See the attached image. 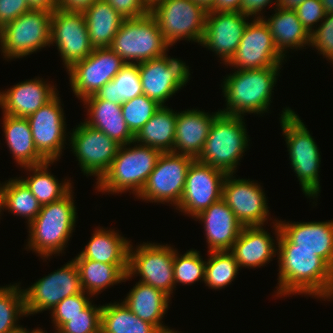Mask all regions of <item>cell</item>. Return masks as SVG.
<instances>
[{
	"instance_id": "1",
	"label": "cell",
	"mask_w": 333,
	"mask_h": 333,
	"mask_svg": "<svg viewBox=\"0 0 333 333\" xmlns=\"http://www.w3.org/2000/svg\"><path fill=\"white\" fill-rule=\"evenodd\" d=\"M278 298L305 295L333 301V269L311 250L294 249L281 232L277 239Z\"/></svg>"
},
{
	"instance_id": "2",
	"label": "cell",
	"mask_w": 333,
	"mask_h": 333,
	"mask_svg": "<svg viewBox=\"0 0 333 333\" xmlns=\"http://www.w3.org/2000/svg\"><path fill=\"white\" fill-rule=\"evenodd\" d=\"M280 70L281 67H266L230 71L221 83L226 108L220 113L244 117L269 113Z\"/></svg>"
},
{
	"instance_id": "3",
	"label": "cell",
	"mask_w": 333,
	"mask_h": 333,
	"mask_svg": "<svg viewBox=\"0 0 333 333\" xmlns=\"http://www.w3.org/2000/svg\"><path fill=\"white\" fill-rule=\"evenodd\" d=\"M73 190L60 200L42 205L36 218L26 225L29 234L25 249L44 261L64 253L75 231L78 213Z\"/></svg>"
},
{
	"instance_id": "4",
	"label": "cell",
	"mask_w": 333,
	"mask_h": 333,
	"mask_svg": "<svg viewBox=\"0 0 333 333\" xmlns=\"http://www.w3.org/2000/svg\"><path fill=\"white\" fill-rule=\"evenodd\" d=\"M280 115V126L287 145L291 168L298 178L305 197L317 201L321 192L320 149L307 125L293 109L286 106Z\"/></svg>"
},
{
	"instance_id": "5",
	"label": "cell",
	"mask_w": 333,
	"mask_h": 333,
	"mask_svg": "<svg viewBox=\"0 0 333 333\" xmlns=\"http://www.w3.org/2000/svg\"><path fill=\"white\" fill-rule=\"evenodd\" d=\"M161 154L162 152L158 149L140 145L135 141L121 145L109 170L98 182H95V190L108 195L129 191L136 197L144 187Z\"/></svg>"
},
{
	"instance_id": "6",
	"label": "cell",
	"mask_w": 333,
	"mask_h": 333,
	"mask_svg": "<svg viewBox=\"0 0 333 333\" xmlns=\"http://www.w3.org/2000/svg\"><path fill=\"white\" fill-rule=\"evenodd\" d=\"M249 135L244 116L218 113L209 130L203 150L197 160L236 174L243 154L249 147Z\"/></svg>"
},
{
	"instance_id": "7",
	"label": "cell",
	"mask_w": 333,
	"mask_h": 333,
	"mask_svg": "<svg viewBox=\"0 0 333 333\" xmlns=\"http://www.w3.org/2000/svg\"><path fill=\"white\" fill-rule=\"evenodd\" d=\"M170 47L150 12L137 18H124L110 46L128 64L162 57Z\"/></svg>"
},
{
	"instance_id": "8",
	"label": "cell",
	"mask_w": 333,
	"mask_h": 333,
	"mask_svg": "<svg viewBox=\"0 0 333 333\" xmlns=\"http://www.w3.org/2000/svg\"><path fill=\"white\" fill-rule=\"evenodd\" d=\"M53 11L30 9L2 28L0 52L3 57L20 59L50 47L51 17Z\"/></svg>"
},
{
	"instance_id": "9",
	"label": "cell",
	"mask_w": 333,
	"mask_h": 333,
	"mask_svg": "<svg viewBox=\"0 0 333 333\" xmlns=\"http://www.w3.org/2000/svg\"><path fill=\"white\" fill-rule=\"evenodd\" d=\"M149 12L171 47L182 40L201 43L207 11L193 0H160L150 6Z\"/></svg>"
},
{
	"instance_id": "10",
	"label": "cell",
	"mask_w": 333,
	"mask_h": 333,
	"mask_svg": "<svg viewBox=\"0 0 333 333\" xmlns=\"http://www.w3.org/2000/svg\"><path fill=\"white\" fill-rule=\"evenodd\" d=\"M129 248L128 271L124 281L140 276L139 281L162 290L170 298L175 289L173 258L174 247L171 244L143 242Z\"/></svg>"
},
{
	"instance_id": "11",
	"label": "cell",
	"mask_w": 333,
	"mask_h": 333,
	"mask_svg": "<svg viewBox=\"0 0 333 333\" xmlns=\"http://www.w3.org/2000/svg\"><path fill=\"white\" fill-rule=\"evenodd\" d=\"M194 160L188 155L162 153L141 192L134 198L146 202L179 205L186 181L187 170Z\"/></svg>"
},
{
	"instance_id": "12",
	"label": "cell",
	"mask_w": 333,
	"mask_h": 333,
	"mask_svg": "<svg viewBox=\"0 0 333 333\" xmlns=\"http://www.w3.org/2000/svg\"><path fill=\"white\" fill-rule=\"evenodd\" d=\"M71 131L68 140L70 144L67 145L76 157L80 170L86 177H97L98 182L109 170L121 145L104 132L86 124L84 120Z\"/></svg>"
},
{
	"instance_id": "13",
	"label": "cell",
	"mask_w": 333,
	"mask_h": 333,
	"mask_svg": "<svg viewBox=\"0 0 333 333\" xmlns=\"http://www.w3.org/2000/svg\"><path fill=\"white\" fill-rule=\"evenodd\" d=\"M22 290L27 317L50 311L64 298L83 292L78 266L73 258Z\"/></svg>"
},
{
	"instance_id": "14",
	"label": "cell",
	"mask_w": 333,
	"mask_h": 333,
	"mask_svg": "<svg viewBox=\"0 0 333 333\" xmlns=\"http://www.w3.org/2000/svg\"><path fill=\"white\" fill-rule=\"evenodd\" d=\"M56 46L63 68L85 59L93 47L89 40L87 24L82 11L55 8L51 17L50 46Z\"/></svg>"
},
{
	"instance_id": "15",
	"label": "cell",
	"mask_w": 333,
	"mask_h": 333,
	"mask_svg": "<svg viewBox=\"0 0 333 333\" xmlns=\"http://www.w3.org/2000/svg\"><path fill=\"white\" fill-rule=\"evenodd\" d=\"M59 95L58 92L50 101L27 117L35 148L46 161H59L69 139L62 108L64 104L61 103Z\"/></svg>"
},
{
	"instance_id": "16",
	"label": "cell",
	"mask_w": 333,
	"mask_h": 333,
	"mask_svg": "<svg viewBox=\"0 0 333 333\" xmlns=\"http://www.w3.org/2000/svg\"><path fill=\"white\" fill-rule=\"evenodd\" d=\"M285 59L275 47L269 27L263 19L252 18L247 24L240 44L226 64L234 70L283 67Z\"/></svg>"
},
{
	"instance_id": "17",
	"label": "cell",
	"mask_w": 333,
	"mask_h": 333,
	"mask_svg": "<svg viewBox=\"0 0 333 333\" xmlns=\"http://www.w3.org/2000/svg\"><path fill=\"white\" fill-rule=\"evenodd\" d=\"M125 64L111 48L93 49L85 59L66 70L72 93L81 101L95 95Z\"/></svg>"
},
{
	"instance_id": "18",
	"label": "cell",
	"mask_w": 333,
	"mask_h": 333,
	"mask_svg": "<svg viewBox=\"0 0 333 333\" xmlns=\"http://www.w3.org/2000/svg\"><path fill=\"white\" fill-rule=\"evenodd\" d=\"M185 61L173 58L168 53L162 57L138 63L142 90L159 105L178 93L191 79V72Z\"/></svg>"
},
{
	"instance_id": "19",
	"label": "cell",
	"mask_w": 333,
	"mask_h": 333,
	"mask_svg": "<svg viewBox=\"0 0 333 333\" xmlns=\"http://www.w3.org/2000/svg\"><path fill=\"white\" fill-rule=\"evenodd\" d=\"M227 174L222 186V199L243 226H264L272 220L265 190L258 181ZM264 190V191H263ZM270 216L271 219H268Z\"/></svg>"
},
{
	"instance_id": "20",
	"label": "cell",
	"mask_w": 333,
	"mask_h": 333,
	"mask_svg": "<svg viewBox=\"0 0 333 333\" xmlns=\"http://www.w3.org/2000/svg\"><path fill=\"white\" fill-rule=\"evenodd\" d=\"M226 173L194 159L190 164L179 205L174 208L191 218L222 198Z\"/></svg>"
},
{
	"instance_id": "21",
	"label": "cell",
	"mask_w": 333,
	"mask_h": 333,
	"mask_svg": "<svg viewBox=\"0 0 333 333\" xmlns=\"http://www.w3.org/2000/svg\"><path fill=\"white\" fill-rule=\"evenodd\" d=\"M250 18L242 12L207 11L205 30L200 45L226 65L240 44Z\"/></svg>"
},
{
	"instance_id": "22",
	"label": "cell",
	"mask_w": 333,
	"mask_h": 333,
	"mask_svg": "<svg viewBox=\"0 0 333 333\" xmlns=\"http://www.w3.org/2000/svg\"><path fill=\"white\" fill-rule=\"evenodd\" d=\"M271 224L276 241L271 233L265 229V226H243L239 237L230 250L240 269L243 267L248 269L260 268L273 261L272 258L277 255L276 243L278 242L280 227L276 218L272 220Z\"/></svg>"
},
{
	"instance_id": "23",
	"label": "cell",
	"mask_w": 333,
	"mask_h": 333,
	"mask_svg": "<svg viewBox=\"0 0 333 333\" xmlns=\"http://www.w3.org/2000/svg\"><path fill=\"white\" fill-rule=\"evenodd\" d=\"M56 87L38 76L0 91L2 114L27 118L59 92Z\"/></svg>"
},
{
	"instance_id": "24",
	"label": "cell",
	"mask_w": 333,
	"mask_h": 333,
	"mask_svg": "<svg viewBox=\"0 0 333 333\" xmlns=\"http://www.w3.org/2000/svg\"><path fill=\"white\" fill-rule=\"evenodd\" d=\"M277 221L280 232L294 244V249L313 251L333 269V220Z\"/></svg>"
},
{
	"instance_id": "25",
	"label": "cell",
	"mask_w": 333,
	"mask_h": 333,
	"mask_svg": "<svg viewBox=\"0 0 333 333\" xmlns=\"http://www.w3.org/2000/svg\"><path fill=\"white\" fill-rule=\"evenodd\" d=\"M193 219L204 225L207 252L230 251L243 228L222 198Z\"/></svg>"
},
{
	"instance_id": "26",
	"label": "cell",
	"mask_w": 333,
	"mask_h": 333,
	"mask_svg": "<svg viewBox=\"0 0 333 333\" xmlns=\"http://www.w3.org/2000/svg\"><path fill=\"white\" fill-rule=\"evenodd\" d=\"M220 111L205 112L186 109L177 112L174 153L197 159L201 154L209 134L211 124Z\"/></svg>"
},
{
	"instance_id": "27",
	"label": "cell",
	"mask_w": 333,
	"mask_h": 333,
	"mask_svg": "<svg viewBox=\"0 0 333 333\" xmlns=\"http://www.w3.org/2000/svg\"><path fill=\"white\" fill-rule=\"evenodd\" d=\"M270 17L263 16L264 22L269 27L275 47L286 59L289 49L302 50L310 47L311 34L300 22L295 10L273 8ZM305 47V48H304Z\"/></svg>"
},
{
	"instance_id": "28",
	"label": "cell",
	"mask_w": 333,
	"mask_h": 333,
	"mask_svg": "<svg viewBox=\"0 0 333 333\" xmlns=\"http://www.w3.org/2000/svg\"><path fill=\"white\" fill-rule=\"evenodd\" d=\"M171 298L162 290L138 281L127 296L124 304L140 319L154 325L161 333L168 326L163 324Z\"/></svg>"
},
{
	"instance_id": "29",
	"label": "cell",
	"mask_w": 333,
	"mask_h": 333,
	"mask_svg": "<svg viewBox=\"0 0 333 333\" xmlns=\"http://www.w3.org/2000/svg\"><path fill=\"white\" fill-rule=\"evenodd\" d=\"M81 102L87 109L86 124L104 132L120 145L134 141V135L123 118L121 105L102 99H84Z\"/></svg>"
},
{
	"instance_id": "30",
	"label": "cell",
	"mask_w": 333,
	"mask_h": 333,
	"mask_svg": "<svg viewBox=\"0 0 333 333\" xmlns=\"http://www.w3.org/2000/svg\"><path fill=\"white\" fill-rule=\"evenodd\" d=\"M121 235L119 230H108L98 225L89 242L75 258H86L106 264H128L131 240Z\"/></svg>"
},
{
	"instance_id": "31",
	"label": "cell",
	"mask_w": 333,
	"mask_h": 333,
	"mask_svg": "<svg viewBox=\"0 0 333 333\" xmlns=\"http://www.w3.org/2000/svg\"><path fill=\"white\" fill-rule=\"evenodd\" d=\"M2 131L15 164L21 168L40 165L46 160L37 152L27 118L3 114Z\"/></svg>"
},
{
	"instance_id": "32",
	"label": "cell",
	"mask_w": 333,
	"mask_h": 333,
	"mask_svg": "<svg viewBox=\"0 0 333 333\" xmlns=\"http://www.w3.org/2000/svg\"><path fill=\"white\" fill-rule=\"evenodd\" d=\"M83 14L92 47L110 48L124 18L106 0L95 1Z\"/></svg>"
},
{
	"instance_id": "33",
	"label": "cell",
	"mask_w": 333,
	"mask_h": 333,
	"mask_svg": "<svg viewBox=\"0 0 333 333\" xmlns=\"http://www.w3.org/2000/svg\"><path fill=\"white\" fill-rule=\"evenodd\" d=\"M176 120L177 111L167 105L161 106L134 136V141L162 153H174Z\"/></svg>"
},
{
	"instance_id": "34",
	"label": "cell",
	"mask_w": 333,
	"mask_h": 333,
	"mask_svg": "<svg viewBox=\"0 0 333 333\" xmlns=\"http://www.w3.org/2000/svg\"><path fill=\"white\" fill-rule=\"evenodd\" d=\"M73 260L78 266L83 291L93 297L122 283L128 271V264H106L86 258Z\"/></svg>"
},
{
	"instance_id": "35",
	"label": "cell",
	"mask_w": 333,
	"mask_h": 333,
	"mask_svg": "<svg viewBox=\"0 0 333 333\" xmlns=\"http://www.w3.org/2000/svg\"><path fill=\"white\" fill-rule=\"evenodd\" d=\"M54 164V161H46L43 164L35 166H27L24 169L28 177L19 178L31 190V193L37 198L42 205L50 204L64 197L74 186L72 181L66 178L59 181L52 172H49V167ZM31 173V174H30ZM30 176V177H29Z\"/></svg>"
},
{
	"instance_id": "36",
	"label": "cell",
	"mask_w": 333,
	"mask_h": 333,
	"mask_svg": "<svg viewBox=\"0 0 333 333\" xmlns=\"http://www.w3.org/2000/svg\"><path fill=\"white\" fill-rule=\"evenodd\" d=\"M1 202L2 215L6 210L15 216L24 217L28 225L41 210L37 198L19 177L2 182Z\"/></svg>"
},
{
	"instance_id": "37",
	"label": "cell",
	"mask_w": 333,
	"mask_h": 333,
	"mask_svg": "<svg viewBox=\"0 0 333 333\" xmlns=\"http://www.w3.org/2000/svg\"><path fill=\"white\" fill-rule=\"evenodd\" d=\"M101 333H161L138 318L121 300L102 305Z\"/></svg>"
},
{
	"instance_id": "38",
	"label": "cell",
	"mask_w": 333,
	"mask_h": 333,
	"mask_svg": "<svg viewBox=\"0 0 333 333\" xmlns=\"http://www.w3.org/2000/svg\"><path fill=\"white\" fill-rule=\"evenodd\" d=\"M143 94L138 64L126 63L113 80L102 86L95 95L85 99H102L121 105Z\"/></svg>"
},
{
	"instance_id": "39",
	"label": "cell",
	"mask_w": 333,
	"mask_h": 333,
	"mask_svg": "<svg viewBox=\"0 0 333 333\" xmlns=\"http://www.w3.org/2000/svg\"><path fill=\"white\" fill-rule=\"evenodd\" d=\"M205 267V286L214 290H221L232 281L239 273V265L230 251L208 252Z\"/></svg>"
},
{
	"instance_id": "40",
	"label": "cell",
	"mask_w": 333,
	"mask_h": 333,
	"mask_svg": "<svg viewBox=\"0 0 333 333\" xmlns=\"http://www.w3.org/2000/svg\"><path fill=\"white\" fill-rule=\"evenodd\" d=\"M20 284L0 286V333H9L18 328L19 319L27 317L23 287Z\"/></svg>"
},
{
	"instance_id": "41",
	"label": "cell",
	"mask_w": 333,
	"mask_h": 333,
	"mask_svg": "<svg viewBox=\"0 0 333 333\" xmlns=\"http://www.w3.org/2000/svg\"><path fill=\"white\" fill-rule=\"evenodd\" d=\"M177 250L176 248L174 249L173 258L175 288L177 284L186 286L199 281L203 283L206 260H203L200 251L191 248L182 255Z\"/></svg>"
},
{
	"instance_id": "42",
	"label": "cell",
	"mask_w": 333,
	"mask_h": 333,
	"mask_svg": "<svg viewBox=\"0 0 333 333\" xmlns=\"http://www.w3.org/2000/svg\"><path fill=\"white\" fill-rule=\"evenodd\" d=\"M161 107L155 100L145 94L121 104V111L128 129L135 136Z\"/></svg>"
},
{
	"instance_id": "43",
	"label": "cell",
	"mask_w": 333,
	"mask_h": 333,
	"mask_svg": "<svg viewBox=\"0 0 333 333\" xmlns=\"http://www.w3.org/2000/svg\"><path fill=\"white\" fill-rule=\"evenodd\" d=\"M93 300L81 311V314L68 318L54 333H101L102 305L97 306Z\"/></svg>"
},
{
	"instance_id": "44",
	"label": "cell",
	"mask_w": 333,
	"mask_h": 333,
	"mask_svg": "<svg viewBox=\"0 0 333 333\" xmlns=\"http://www.w3.org/2000/svg\"><path fill=\"white\" fill-rule=\"evenodd\" d=\"M93 298L88 293L84 291L77 294L64 298L59 302L49 314H51V322L53 323V328L55 332L66 322L68 318L75 317L81 314V311L91 302Z\"/></svg>"
},
{
	"instance_id": "45",
	"label": "cell",
	"mask_w": 333,
	"mask_h": 333,
	"mask_svg": "<svg viewBox=\"0 0 333 333\" xmlns=\"http://www.w3.org/2000/svg\"><path fill=\"white\" fill-rule=\"evenodd\" d=\"M310 47L319 55L333 62V14L325 15L319 26L311 33Z\"/></svg>"
},
{
	"instance_id": "46",
	"label": "cell",
	"mask_w": 333,
	"mask_h": 333,
	"mask_svg": "<svg viewBox=\"0 0 333 333\" xmlns=\"http://www.w3.org/2000/svg\"><path fill=\"white\" fill-rule=\"evenodd\" d=\"M294 10L300 22L310 34L319 26L318 22L321 23L326 15L320 0H306Z\"/></svg>"
},
{
	"instance_id": "47",
	"label": "cell",
	"mask_w": 333,
	"mask_h": 333,
	"mask_svg": "<svg viewBox=\"0 0 333 333\" xmlns=\"http://www.w3.org/2000/svg\"><path fill=\"white\" fill-rule=\"evenodd\" d=\"M123 18H137L149 12L145 0H106Z\"/></svg>"
},
{
	"instance_id": "48",
	"label": "cell",
	"mask_w": 333,
	"mask_h": 333,
	"mask_svg": "<svg viewBox=\"0 0 333 333\" xmlns=\"http://www.w3.org/2000/svg\"><path fill=\"white\" fill-rule=\"evenodd\" d=\"M30 9L27 0H0V22L4 26Z\"/></svg>"
},
{
	"instance_id": "49",
	"label": "cell",
	"mask_w": 333,
	"mask_h": 333,
	"mask_svg": "<svg viewBox=\"0 0 333 333\" xmlns=\"http://www.w3.org/2000/svg\"><path fill=\"white\" fill-rule=\"evenodd\" d=\"M270 4L276 8L277 0H241V12L251 18L262 19L264 9Z\"/></svg>"
},
{
	"instance_id": "50",
	"label": "cell",
	"mask_w": 333,
	"mask_h": 333,
	"mask_svg": "<svg viewBox=\"0 0 333 333\" xmlns=\"http://www.w3.org/2000/svg\"><path fill=\"white\" fill-rule=\"evenodd\" d=\"M97 0H57V8L67 11H84Z\"/></svg>"
},
{
	"instance_id": "51",
	"label": "cell",
	"mask_w": 333,
	"mask_h": 333,
	"mask_svg": "<svg viewBox=\"0 0 333 333\" xmlns=\"http://www.w3.org/2000/svg\"><path fill=\"white\" fill-rule=\"evenodd\" d=\"M214 12H241V0H215Z\"/></svg>"
},
{
	"instance_id": "52",
	"label": "cell",
	"mask_w": 333,
	"mask_h": 333,
	"mask_svg": "<svg viewBox=\"0 0 333 333\" xmlns=\"http://www.w3.org/2000/svg\"><path fill=\"white\" fill-rule=\"evenodd\" d=\"M30 7L34 9H45L53 11L57 8V0H27Z\"/></svg>"
},
{
	"instance_id": "53",
	"label": "cell",
	"mask_w": 333,
	"mask_h": 333,
	"mask_svg": "<svg viewBox=\"0 0 333 333\" xmlns=\"http://www.w3.org/2000/svg\"><path fill=\"white\" fill-rule=\"evenodd\" d=\"M306 0H277V7L281 9L294 10L297 6L305 2Z\"/></svg>"
},
{
	"instance_id": "54",
	"label": "cell",
	"mask_w": 333,
	"mask_h": 333,
	"mask_svg": "<svg viewBox=\"0 0 333 333\" xmlns=\"http://www.w3.org/2000/svg\"><path fill=\"white\" fill-rule=\"evenodd\" d=\"M43 331V329H41L40 327L37 328H33V330L31 329V331H29L27 328H24L23 325H20L18 328L10 331L9 333H41Z\"/></svg>"
},
{
	"instance_id": "55",
	"label": "cell",
	"mask_w": 333,
	"mask_h": 333,
	"mask_svg": "<svg viewBox=\"0 0 333 333\" xmlns=\"http://www.w3.org/2000/svg\"><path fill=\"white\" fill-rule=\"evenodd\" d=\"M199 6L204 8L206 11H210L213 8L215 0H193Z\"/></svg>"
},
{
	"instance_id": "56",
	"label": "cell",
	"mask_w": 333,
	"mask_h": 333,
	"mask_svg": "<svg viewBox=\"0 0 333 333\" xmlns=\"http://www.w3.org/2000/svg\"><path fill=\"white\" fill-rule=\"evenodd\" d=\"M325 10V14H333V0H320Z\"/></svg>"
},
{
	"instance_id": "57",
	"label": "cell",
	"mask_w": 333,
	"mask_h": 333,
	"mask_svg": "<svg viewBox=\"0 0 333 333\" xmlns=\"http://www.w3.org/2000/svg\"><path fill=\"white\" fill-rule=\"evenodd\" d=\"M163 333H182V332L181 331L179 332L178 330L175 331L173 328L170 329V327H169Z\"/></svg>"
},
{
	"instance_id": "58",
	"label": "cell",
	"mask_w": 333,
	"mask_h": 333,
	"mask_svg": "<svg viewBox=\"0 0 333 333\" xmlns=\"http://www.w3.org/2000/svg\"><path fill=\"white\" fill-rule=\"evenodd\" d=\"M160 0H145V3L150 7L152 6L155 2H158Z\"/></svg>"
},
{
	"instance_id": "59",
	"label": "cell",
	"mask_w": 333,
	"mask_h": 333,
	"mask_svg": "<svg viewBox=\"0 0 333 333\" xmlns=\"http://www.w3.org/2000/svg\"><path fill=\"white\" fill-rule=\"evenodd\" d=\"M1 188H2V183H0V218H1V215H2V210H1Z\"/></svg>"
},
{
	"instance_id": "60",
	"label": "cell",
	"mask_w": 333,
	"mask_h": 333,
	"mask_svg": "<svg viewBox=\"0 0 333 333\" xmlns=\"http://www.w3.org/2000/svg\"><path fill=\"white\" fill-rule=\"evenodd\" d=\"M2 28H3V25L0 22V36H1V33H2Z\"/></svg>"
}]
</instances>
